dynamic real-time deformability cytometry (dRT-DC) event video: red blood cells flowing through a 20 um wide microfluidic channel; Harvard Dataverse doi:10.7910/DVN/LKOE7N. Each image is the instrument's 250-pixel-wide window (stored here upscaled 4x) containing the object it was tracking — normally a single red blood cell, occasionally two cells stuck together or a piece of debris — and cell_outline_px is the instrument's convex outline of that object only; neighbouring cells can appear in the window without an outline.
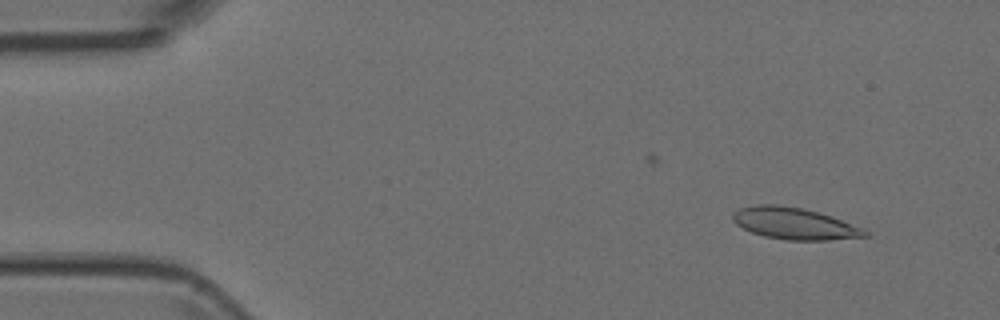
{"species": "Egyptian fruit bat (a non-hibernating species)", "species_latin": "Rousettus aegyptiacus", "temperature_condition": "room temperature", "stored_images_in_passage": 4, "camera_frame_rate_fps": 3000, "um_per_image_px": 0.085, "animal": {"sex": "female"}, "frame": {"image": 1, "passage_image": 1, "time_ms": 0.0, "image_size_px": [1000, 320], "cell_outline_px": [[868, 236], [828, 240], [788, 240], [764, 236], [752, 232], [736, 224], [732, 220], [732, 212], [740, 208], [756, 204], [780, 204], [804, 208], [832, 216], [864, 228], [868, 232]], "centroid_in_image_um": [67.52, 18.98], "position_along_channel_um": 17.5, "area_um2": 24.57}}
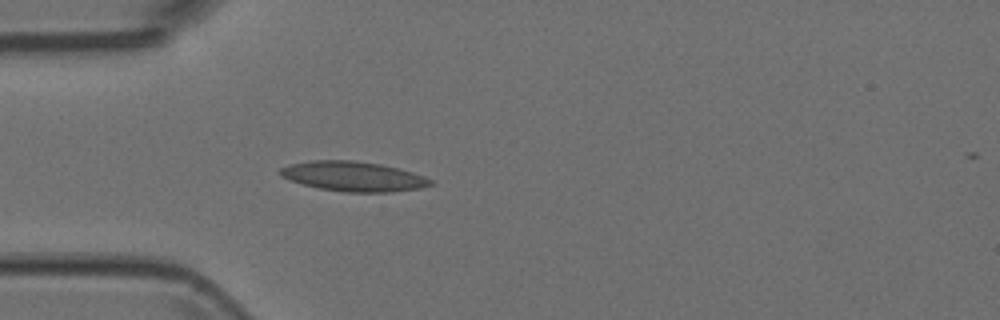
{"frame": {"image": 2, "passage_image": 4, "time_ms": 1.0, "image_size_px": [1000, 320], "cell_outline_px": [[436, 184], [420, 188], [392, 192], [344, 192], [316, 188], [280, 176], [276, 172], [280, 168], [288, 164], [312, 160], [356, 160], [380, 164], [412, 172], [424, 176], [432, 180]], "centroid_in_image_um": [30.02, 14.99], "position_along_channel_um": 55.0, "area_um2": 26.3}}